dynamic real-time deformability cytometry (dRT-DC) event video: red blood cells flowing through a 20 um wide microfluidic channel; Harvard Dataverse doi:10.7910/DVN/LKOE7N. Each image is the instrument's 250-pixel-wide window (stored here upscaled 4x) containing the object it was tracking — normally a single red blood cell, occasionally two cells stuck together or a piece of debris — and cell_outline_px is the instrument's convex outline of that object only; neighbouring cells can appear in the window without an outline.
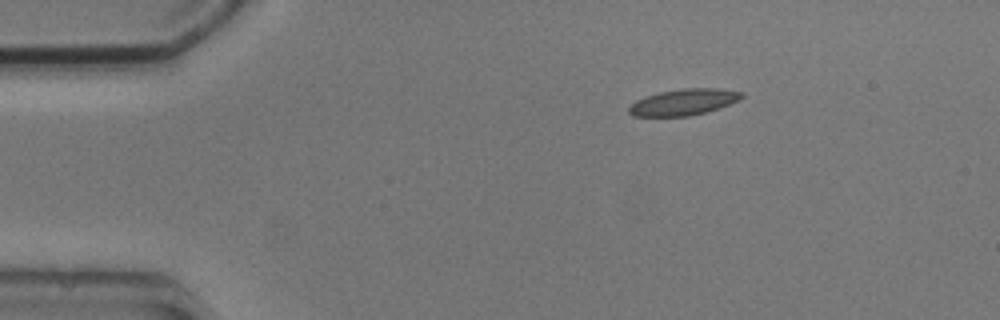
{"species": "common noctule bat (a hibernating species)", "species_latin": "Nyctalus noctula", "temperature_condition": "cold", "stored_images_in_passage": 3, "camera_frame_rate_fps": 3000, "um_per_image_px": 0.085, "animal": {"sex": "male", "body_mass_g": 20.5, "forearm_length_mm": 52.5}, "frame": {"image": 1, "passage_image": 1, "time_ms": 0.0, "image_size_px": [1000, 320], "cell_outline_px": [[744, 96], [740, 100], [720, 108], [688, 116], [632, 116], [628, 112], [628, 108], [636, 100], [644, 96], [660, 92], [684, 88], [716, 88], [744, 92]], "centroid_in_image_um": [58.12, 8.67], "position_along_channel_um": 26.9, "area_um2": 17.28}}
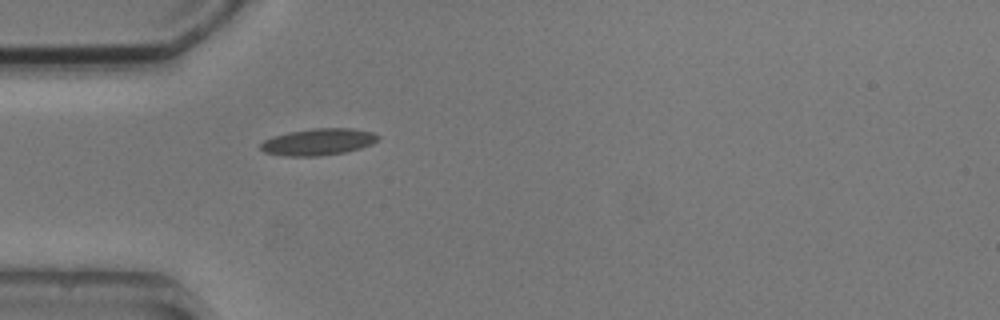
{"frame": {"image": 2, "passage_image": 3, "time_ms": 2.333, "image_size_px": [1000, 320], "cell_outline_px": [[380, 136], [372, 144], [360, 148], [344, 152], [320, 156], [284, 156], [264, 152], [260, 148], [260, 144], [264, 140], [288, 132], [312, 128], [352, 128], [372, 132]], "centroid_in_image_um": [27.04, 12.06], "position_along_channel_um": 58.0, "area_um2": 18.21}}